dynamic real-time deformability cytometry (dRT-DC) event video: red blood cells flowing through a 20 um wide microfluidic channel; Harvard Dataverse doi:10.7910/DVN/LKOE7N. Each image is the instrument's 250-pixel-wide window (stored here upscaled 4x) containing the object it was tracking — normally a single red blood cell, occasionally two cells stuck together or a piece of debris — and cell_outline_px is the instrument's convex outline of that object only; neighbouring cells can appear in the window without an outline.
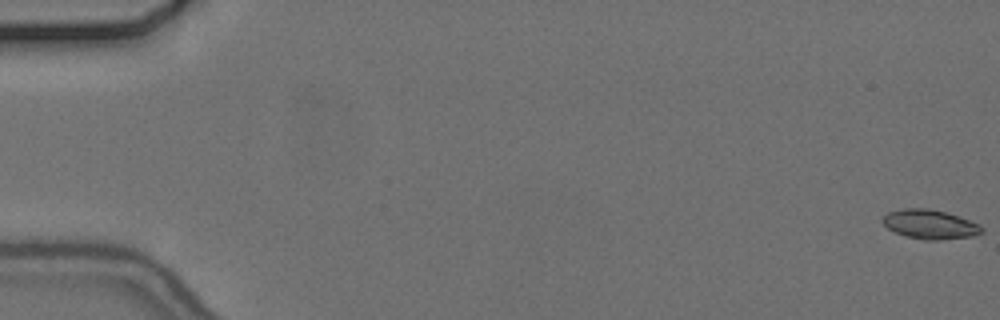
{"species": "common noctule bat (a hibernating species)", "species_latin": "Nyctalus noctula", "temperature_condition": "cold", "stored_images_in_passage": 18, "camera_frame_rate_fps": 3000, "um_per_image_px": 0.085, "animal": {"sex": "female", "body_mass_g": 24.6, "forearm_length_mm": 56.2}, "frame": {"image": 1, "passage_image": 1, "time_ms": 0.0, "image_size_px": [1000, 320], "cell_outline_px": [[984, 232], [972, 236], [940, 240], [924, 240], [904, 236], [888, 228], [880, 220], [888, 212], [904, 208], [928, 208], [944, 212], [980, 224], [984, 228]], "centroid_in_image_um": [79.04, 19.08], "position_along_channel_um": 6.0, "area_um2": 16.88}}